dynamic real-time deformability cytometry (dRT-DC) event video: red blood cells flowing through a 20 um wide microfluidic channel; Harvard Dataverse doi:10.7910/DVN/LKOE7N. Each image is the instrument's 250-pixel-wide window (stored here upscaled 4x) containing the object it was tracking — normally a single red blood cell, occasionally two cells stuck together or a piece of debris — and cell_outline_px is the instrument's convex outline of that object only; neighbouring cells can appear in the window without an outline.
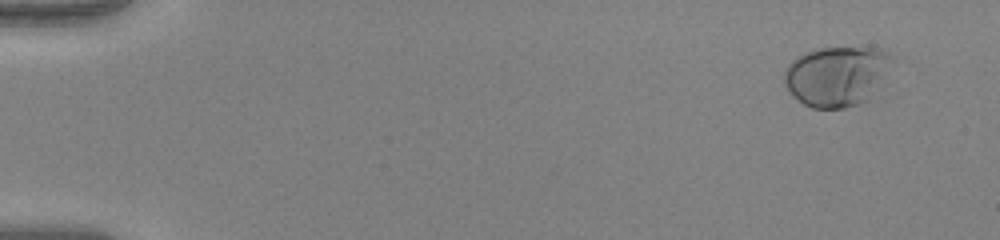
{"species": "human", "species_latin": "Homo sapiens", "temperature_condition": "warm", "stored_images_in_passage": 49, "camera_frame_rate_fps": 3000, "um_per_image_px": 0.085, "donor": {"sex": "female"}, "frame": {"image": 1, "passage_image": 1, "time_ms": 0.0, "image_size_px": [1000, 240], "cell_outline_px": [[892, 56], [868, 100], [844, 108], [812, 108], [804, 104], [792, 96], [788, 92], [784, 84], [784, 72], [788, 64], [792, 60], [804, 52], [820, 48], [880, 48], [892, 52]], "centroid_in_image_um": [71.02, 6.46], "position_along_channel_um": 14.0, "area_um2": 37.05}}
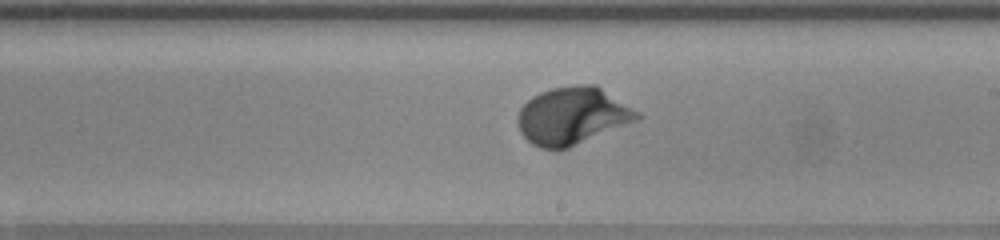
{"frame": {"image": 2, "passage_image": 29, "time_ms": 9.333, "image_size_px": [1000, 240], "cell_outline_px": [[644, 116], [636, 120], [560, 152], [556, 152], [540, 148], [532, 144], [520, 132], [516, 120], [520, 108], [532, 96], [540, 92], [552, 88], [576, 84], [596, 84], [640, 112]], "centroid_in_image_um": [48.63, 9.86], "position_along_channel_um": 240.4, "area_um2": 40.4}}
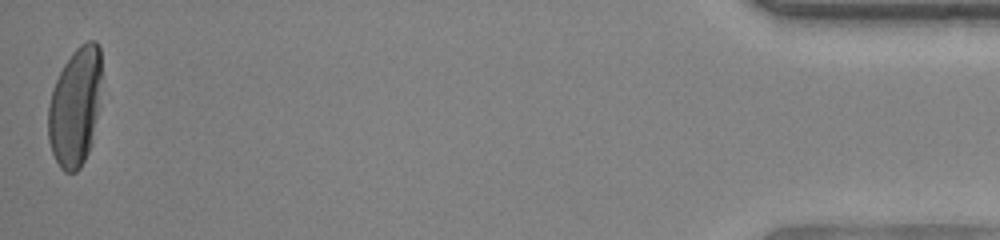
{"frame": {"image": 3, "passage_image": 49, "time_ms": 16.0, "image_size_px": [1000, 240], "cell_outline_px": [[100, 76], [96, 116], [92, 144], [80, 168], [76, 172], [64, 172], [60, 168], [52, 152], [48, 140], [48, 104], [56, 80], [64, 64], [72, 52], [80, 44], [88, 40], [96, 40], [100, 48]], "centroid_in_image_um": [6.36, 9.09], "position_along_channel_um": 428.8, "area_um2": 36.65}, "authors_computed_cell_mechanics": {"area_um2": 36.2984, "velocity_mm_per_s": 4.0661, "shape_relaxation_time_tau1_ms": 2.5156, "shape_relaxation_time_tau2_ms": null, "deformation_change_tau1": 0.169, "deformation_change_tau2": null}}